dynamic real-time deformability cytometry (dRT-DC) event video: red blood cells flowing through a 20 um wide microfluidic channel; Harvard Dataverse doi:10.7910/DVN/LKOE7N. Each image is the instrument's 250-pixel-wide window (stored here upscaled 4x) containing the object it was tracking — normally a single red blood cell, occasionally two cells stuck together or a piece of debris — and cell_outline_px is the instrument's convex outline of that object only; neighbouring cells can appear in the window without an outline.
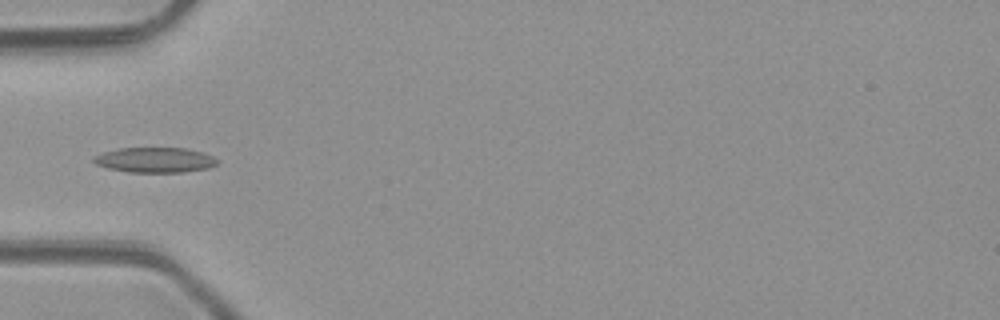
{"species": "common noctule bat (a hibernating species)", "species_latin": "Nyctalus noctula", "temperature_condition": "room temperature", "stored_images_in_passage": 5, "camera_frame_rate_fps": 3000, "um_per_image_px": 0.085, "animal": {"sex": "male", "body_mass_g": 23.1, "forearm_length_mm": 52.7}, "frame": {"image": 1, "passage_image": 4, "time_ms": 4.0, "image_size_px": [1000, 320], "cell_outline_px": [[220, 160], [216, 164], [208, 168], [184, 172], [128, 172], [108, 168], [96, 164], [92, 160], [92, 156], [104, 152], [120, 148], [184, 148], [204, 152]], "centroid_in_image_um": [13.18, 13.59], "position_along_channel_um": 71.8, "area_um2": 18.15}}
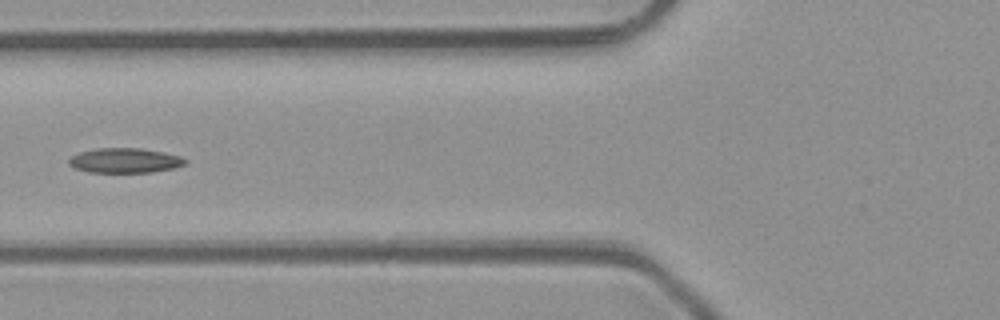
{"frame": {"image": 2, "passage_image": 5, "time_ms": 5.0, "image_size_px": [1000, 320], "cell_outline_px": [[188, 160], [184, 164], [176, 168], [152, 172], [88, 172], [76, 168], [68, 164], [68, 160], [72, 156], [80, 152], [96, 148], [140, 148], [164, 152], [180, 156]], "centroid_in_image_um": [10.63, 13.64], "position_along_channel_um": 115.2, "area_um2": 16.82}}